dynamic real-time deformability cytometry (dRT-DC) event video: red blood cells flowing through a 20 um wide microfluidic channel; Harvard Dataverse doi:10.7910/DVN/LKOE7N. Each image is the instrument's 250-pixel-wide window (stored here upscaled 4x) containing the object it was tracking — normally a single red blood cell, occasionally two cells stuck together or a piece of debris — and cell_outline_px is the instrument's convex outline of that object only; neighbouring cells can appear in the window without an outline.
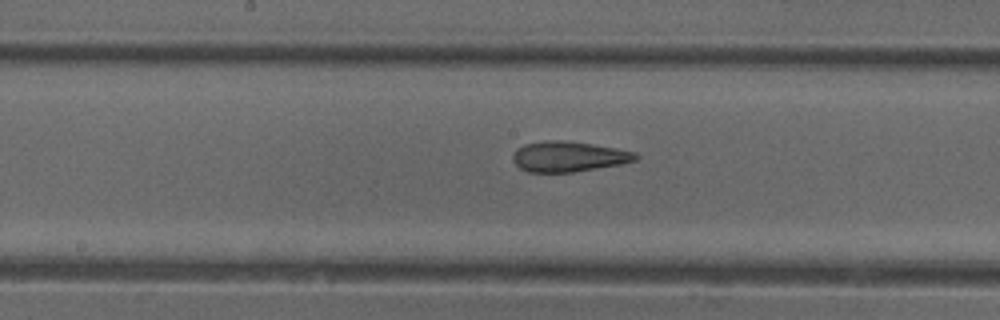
{"species": "common noctule bat (a hibernating species)", "species_latin": "Nyctalus noctula", "temperature_condition": "cold", "stored_images_in_passage": 8, "camera_frame_rate_fps": 3000, "um_per_image_px": 0.085, "animal": {"sex": "female"}, "frame": {"image": 1, "passage_image": 8, "time_ms": 8.333, "image_size_px": [1000, 320], "cell_outline_px": [[640, 156], [636, 160], [620, 164], [572, 172], [528, 172], [520, 168], [512, 160], [512, 156], [516, 148], [524, 144], [544, 140], [560, 140], [592, 144], [616, 148], [636, 152]], "centroid_in_image_um": [48.3, 13.3], "position_along_channel_um": 199.9, "area_um2": 21.73}}